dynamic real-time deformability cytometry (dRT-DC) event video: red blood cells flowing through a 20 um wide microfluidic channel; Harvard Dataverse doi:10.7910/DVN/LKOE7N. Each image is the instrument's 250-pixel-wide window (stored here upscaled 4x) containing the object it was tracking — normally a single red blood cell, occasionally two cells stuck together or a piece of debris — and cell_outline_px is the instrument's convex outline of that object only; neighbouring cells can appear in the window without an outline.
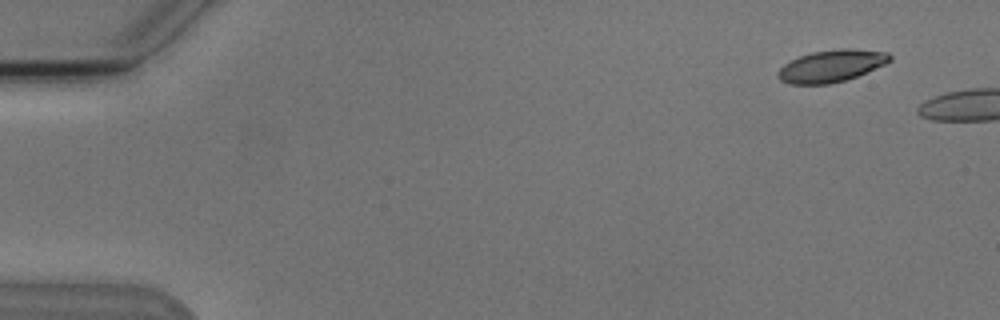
{"species": "Egyptian fruit bat (a non-hibernating species)", "species_latin": "Rousettus aegyptiacus", "temperature_condition": "cold", "stored_images_in_passage": 4, "camera_frame_rate_fps": 3000, "um_per_image_px": 0.085, "animal": {"sex": "male"}, "frame": {"image": 1, "passage_image": 2, "time_ms": 1.0, "image_size_px": [1000, 320], "cell_outline_px": [[892, 60], [884, 64], [856, 76], [844, 80], [828, 84], [792, 84], [780, 80], [776, 76], [776, 72], [784, 64], [800, 56], [812, 52], [840, 48], [848, 48], [888, 52], [892, 56]], "centroid_in_image_um": [70.65, 5.59], "position_along_channel_um": 14.4, "area_um2": 20.75}}